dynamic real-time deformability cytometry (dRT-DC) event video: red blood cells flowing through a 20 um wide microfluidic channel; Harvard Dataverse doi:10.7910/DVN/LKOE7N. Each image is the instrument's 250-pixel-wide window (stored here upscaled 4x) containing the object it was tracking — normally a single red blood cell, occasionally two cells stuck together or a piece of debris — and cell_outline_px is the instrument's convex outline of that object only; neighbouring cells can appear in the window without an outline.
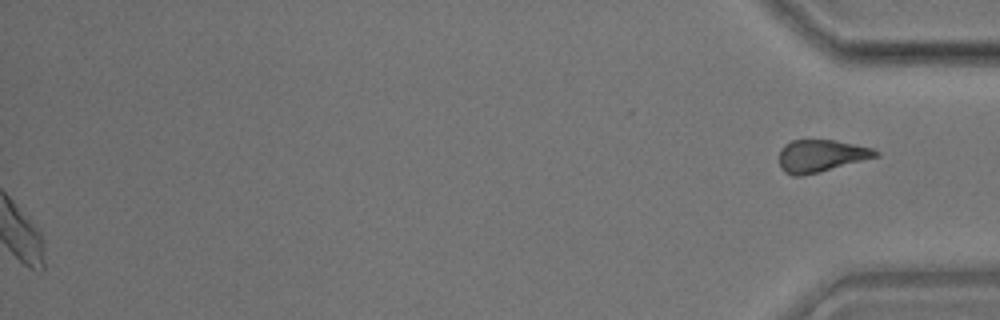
{"species": "common noctule bat (a hibernating species)", "species_latin": "Nyctalus noctula", "temperature_condition": "room temperature", "stored_images_in_passage": 36, "segment_of_instrument_passage": [2, 2], "camera_frame_rate_fps": 3000, "um_per_image_px": 0.085, "animal": {"sex": "male", "body_mass_g": 17.9}, "frame": {"image": 1, "passage_image": 36, "time_ms": 11.667, "image_size_px": [1000, 320], "cell_outline_px": [[880, 156], [820, 172], [800, 176], [792, 176], [784, 172], [780, 168], [780, 148], [784, 144], [792, 140], [836, 140], [872, 148], [880, 152]], "centroid_in_image_um": [69.78, 13.25], "position_along_channel_um": 365.4, "area_um2": 18.32}}